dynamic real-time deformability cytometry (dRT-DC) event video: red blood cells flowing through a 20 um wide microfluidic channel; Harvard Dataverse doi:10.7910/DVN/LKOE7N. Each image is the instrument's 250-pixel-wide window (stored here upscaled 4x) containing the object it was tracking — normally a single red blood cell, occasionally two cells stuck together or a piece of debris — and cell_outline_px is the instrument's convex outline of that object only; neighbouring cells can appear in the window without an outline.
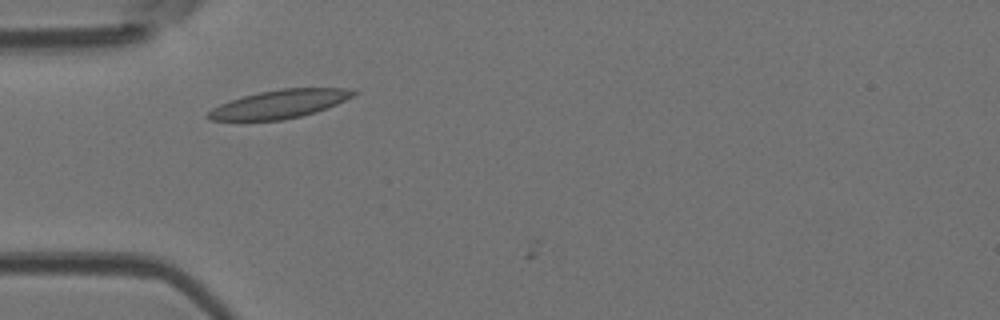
{"species": "Egyptian fruit bat (a non-hibernating species)", "species_latin": "Rousettus aegyptiacus", "temperature_condition": "room temperature", "stored_images_in_passage": 3, "camera_frame_rate_fps": 3000, "um_per_image_px": 0.085, "animal": {"sex": "female"}, "frame": {"image": 1, "passage_image": 2, "time_ms": 1.333, "image_size_px": [1000, 320], "cell_outline_px": [[360, 92], [356, 96], [316, 112], [300, 116], [280, 120], [208, 120], [204, 116], [212, 108], [220, 104], [244, 96], [260, 92], [280, 88], [348, 88]], "centroid_in_image_um": [23.8, 8.83], "position_along_channel_um": 61.2, "area_um2": 23.99}}